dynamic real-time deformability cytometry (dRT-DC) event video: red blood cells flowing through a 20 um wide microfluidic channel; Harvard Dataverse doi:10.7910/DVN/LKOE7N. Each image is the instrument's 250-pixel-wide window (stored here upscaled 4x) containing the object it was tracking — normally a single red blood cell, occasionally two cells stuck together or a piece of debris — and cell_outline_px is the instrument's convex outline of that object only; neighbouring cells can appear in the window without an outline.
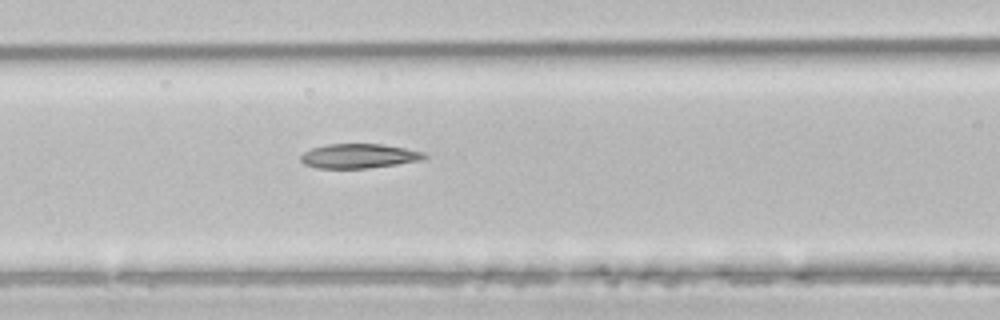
{"species": "common noctule bat (a hibernating species)", "species_latin": "Nyctalus noctula", "temperature_condition": "room temperature", "stored_images_in_passage": 6, "camera_frame_rate_fps": 3000, "um_per_image_px": 0.085, "animal": {"sex": "male", "body_mass_g": 21.5, "forearm_length_mm": 52.0}, "frame": {"image": 1, "passage_image": 6, "time_ms": 1.667, "image_size_px": [1000, 320], "cell_outline_px": [[428, 156], [420, 160], [396, 164], [368, 168], [316, 168], [304, 164], [300, 160], [300, 156], [304, 152], [312, 148], [324, 144], [384, 144], [424, 152]], "centroid_in_image_um": [30.47, 13.25], "position_along_channel_um": 136.1, "area_um2": 17.57}}